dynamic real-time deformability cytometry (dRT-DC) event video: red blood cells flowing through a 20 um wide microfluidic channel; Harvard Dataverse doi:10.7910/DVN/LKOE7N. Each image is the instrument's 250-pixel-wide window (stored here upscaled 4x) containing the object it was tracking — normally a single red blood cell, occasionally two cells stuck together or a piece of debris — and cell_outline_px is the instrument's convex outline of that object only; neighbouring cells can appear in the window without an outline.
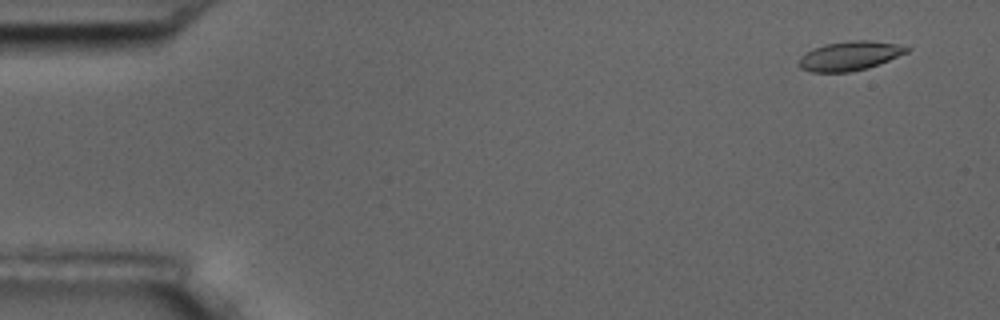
{"species": "common noctule bat (a hibernating species)", "species_latin": "Nyctalus noctula", "temperature_condition": "room temperature", "stored_images_in_passage": 7, "camera_frame_rate_fps": 3000, "um_per_image_px": 0.085, "animal": {"sex": "male", "body_mass_g": 17.5, "forearm_length_mm": 52.3}, "frame": {"image": 1, "passage_image": 2, "time_ms": 1.0, "image_size_px": [1000, 320], "cell_outline_px": [[912, 48], [908, 52], [880, 64], [868, 68], [848, 72], [812, 72], [800, 68], [800, 56], [824, 44], [852, 40], [868, 40], [896, 44]], "centroid_in_image_um": [72.26, 4.75], "position_along_channel_um": 12.7, "area_um2": 18.21}}
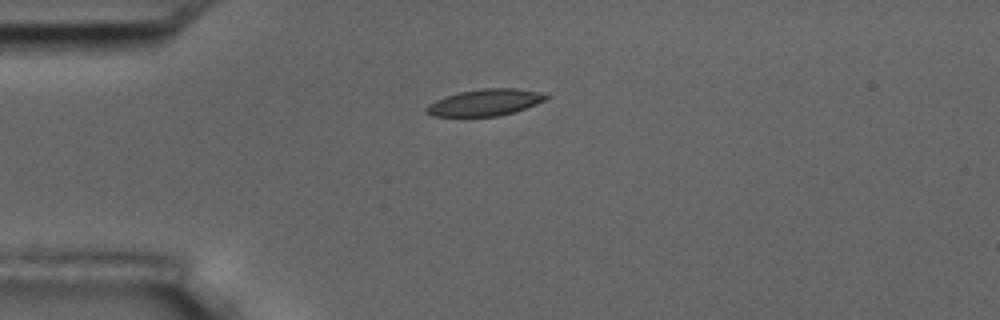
{"frame": {"image": 2, "passage_image": 5, "time_ms": 4.667, "image_size_px": [1000, 320], "cell_outline_px": [[548, 96], [544, 100], [536, 104], [512, 112], [496, 116], [432, 116], [424, 112], [424, 108], [428, 104], [436, 100], [460, 92], [484, 88], [516, 88], [540, 92]], "centroid_in_image_um": [41.18, 8.71], "position_along_channel_um": 43.8, "area_um2": 18.26}}